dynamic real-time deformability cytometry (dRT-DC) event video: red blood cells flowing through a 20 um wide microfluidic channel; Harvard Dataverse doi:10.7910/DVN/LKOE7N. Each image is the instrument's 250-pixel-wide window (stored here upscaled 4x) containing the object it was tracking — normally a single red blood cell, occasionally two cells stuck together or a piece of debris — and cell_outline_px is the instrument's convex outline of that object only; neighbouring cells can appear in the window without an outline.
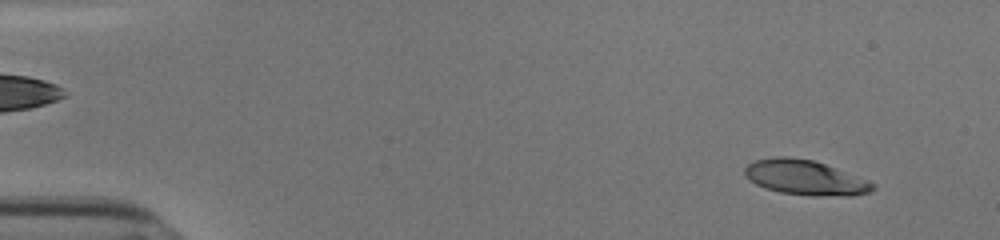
{"species": "human", "species_latin": "Homo sapiens", "temperature_condition": "cold", "stored_images_in_passage": 53, "camera_frame_rate_fps": 3000, "um_per_image_px": 0.085, "donor": {"sex": "male"}, "frame": {"image": 1, "passage_image": 4, "time_ms": 1.0, "image_size_px": [1000, 240], "cell_outline_px": [[876, 188], [872, 192], [852, 196], [812, 196], [780, 192], [764, 188], [748, 180], [744, 176], [744, 168], [752, 160], [776, 156], [788, 156], [812, 160], [824, 164], [868, 180], [876, 184]], "centroid_in_image_um": [68.42, 15.1], "position_along_channel_um": 16.6, "area_um2": 26.36}}
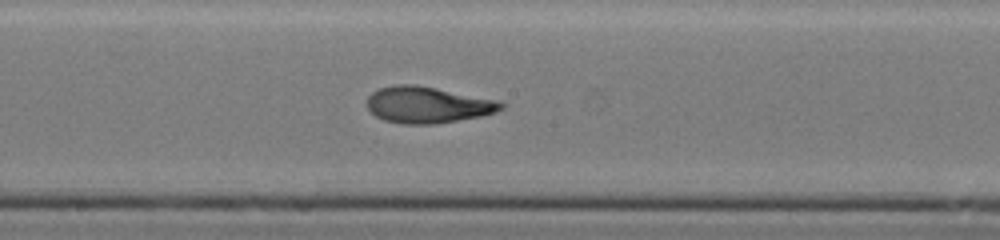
{"frame": {"image": 2, "passage_image": 29, "time_ms": 9.333, "image_size_px": [1000, 240], "cell_outline_px": [[508, 104], [504, 108], [496, 112], [480, 116], [436, 124], [404, 124], [384, 120], [376, 116], [368, 108], [368, 96], [376, 88], [396, 84], [416, 84], [500, 100]], "centroid_in_image_um": [36.38, 8.9], "position_along_channel_um": 211.8, "area_um2": 28.73}}
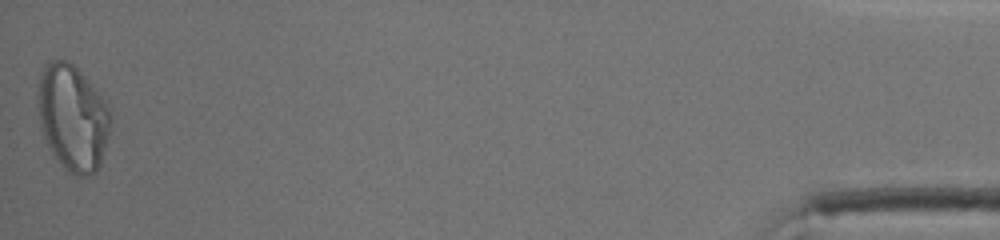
{"frame": {"image": 3, "passage_image": 53, "time_ms": 17.333, "image_size_px": [1000, 240], "cell_outline_px": [[112, 120], [108, 136], [100, 164], [96, 172], [88, 176], [76, 176], [64, 168], [52, 152], [44, 136], [40, 124], [36, 96], [36, 92], [40, 72], [44, 64], [52, 60], [68, 60], [84, 76], [108, 104], [112, 116]], "centroid_in_image_um": [6.17, 9.98], "position_along_channel_um": 429.0, "area_um2": 45.08}, "authors_computed_cell_mechanics": {"area_um2": 28.0908, "velocity_mm_per_s": 3.8265, "shape_relaxation_time_tau1_ms": 5.7874, "shape_relaxation_time_tau2_ms": 1.0085, "deformation_change_tau1": 0.2549, "deformation_change_tau2": 0.0818}}